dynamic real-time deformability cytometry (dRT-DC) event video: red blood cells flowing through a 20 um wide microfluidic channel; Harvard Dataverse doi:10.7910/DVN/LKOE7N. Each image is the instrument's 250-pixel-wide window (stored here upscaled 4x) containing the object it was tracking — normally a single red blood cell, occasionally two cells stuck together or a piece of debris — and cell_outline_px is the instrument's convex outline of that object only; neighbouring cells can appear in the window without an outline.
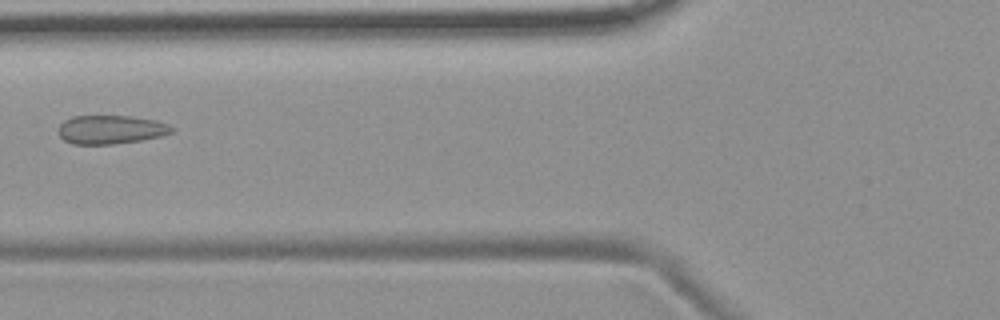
{"species": "common noctule bat (a hibernating species)", "species_latin": "Nyctalus noctula", "temperature_condition": "room temperature", "stored_images_in_passage": 6, "camera_frame_rate_fps": 3000, "um_per_image_px": 0.085, "animal": {"sex": "female", "body_mass_g": 19.9}, "frame": {"image": 1, "passage_image": 6, "time_ms": 5.667, "image_size_px": [1000, 320], "cell_outline_px": [[176, 128], [172, 132], [160, 136], [140, 140], [112, 144], [72, 144], [64, 140], [56, 132], [60, 124], [64, 120], [72, 116], [128, 116], [156, 120], [168, 124]], "centroid_in_image_um": [9.39, 11.01], "position_along_channel_um": 116.4, "area_um2": 19.02}}